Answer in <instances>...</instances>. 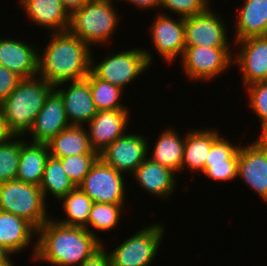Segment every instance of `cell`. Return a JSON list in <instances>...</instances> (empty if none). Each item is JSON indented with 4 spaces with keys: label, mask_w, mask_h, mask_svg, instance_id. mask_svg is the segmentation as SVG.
Segmentation results:
<instances>
[{
    "label": "cell",
    "mask_w": 267,
    "mask_h": 266,
    "mask_svg": "<svg viewBox=\"0 0 267 266\" xmlns=\"http://www.w3.org/2000/svg\"><path fill=\"white\" fill-rule=\"evenodd\" d=\"M52 218L37 229L32 260L55 266H79L103 245L102 239L84 227L66 226Z\"/></svg>",
    "instance_id": "1"
},
{
    "label": "cell",
    "mask_w": 267,
    "mask_h": 266,
    "mask_svg": "<svg viewBox=\"0 0 267 266\" xmlns=\"http://www.w3.org/2000/svg\"><path fill=\"white\" fill-rule=\"evenodd\" d=\"M49 35L47 46L39 54L38 76L54 87L86 79L91 71L92 47L69 31Z\"/></svg>",
    "instance_id": "2"
},
{
    "label": "cell",
    "mask_w": 267,
    "mask_h": 266,
    "mask_svg": "<svg viewBox=\"0 0 267 266\" xmlns=\"http://www.w3.org/2000/svg\"><path fill=\"white\" fill-rule=\"evenodd\" d=\"M54 86L40 76L24 78L0 105L8 129L14 136H25Z\"/></svg>",
    "instance_id": "3"
},
{
    "label": "cell",
    "mask_w": 267,
    "mask_h": 266,
    "mask_svg": "<svg viewBox=\"0 0 267 266\" xmlns=\"http://www.w3.org/2000/svg\"><path fill=\"white\" fill-rule=\"evenodd\" d=\"M112 1L89 0L70 14L68 31L90 47L108 44L120 21Z\"/></svg>",
    "instance_id": "4"
},
{
    "label": "cell",
    "mask_w": 267,
    "mask_h": 266,
    "mask_svg": "<svg viewBox=\"0 0 267 266\" xmlns=\"http://www.w3.org/2000/svg\"><path fill=\"white\" fill-rule=\"evenodd\" d=\"M100 63L95 62L93 50L91 54V72L100 80L120 87L133 83L142 73H146L153 63L154 56L149 50L137 47L128 51L108 52ZM94 58V59H93ZM96 63V64H95Z\"/></svg>",
    "instance_id": "5"
},
{
    "label": "cell",
    "mask_w": 267,
    "mask_h": 266,
    "mask_svg": "<svg viewBox=\"0 0 267 266\" xmlns=\"http://www.w3.org/2000/svg\"><path fill=\"white\" fill-rule=\"evenodd\" d=\"M46 205L39 186L17 179L0 184V211L24 218L36 229L51 218Z\"/></svg>",
    "instance_id": "6"
},
{
    "label": "cell",
    "mask_w": 267,
    "mask_h": 266,
    "mask_svg": "<svg viewBox=\"0 0 267 266\" xmlns=\"http://www.w3.org/2000/svg\"><path fill=\"white\" fill-rule=\"evenodd\" d=\"M165 225L151 223L142 227L131 237L121 242L116 248L108 251L111 266H150L154 262L162 237L165 234Z\"/></svg>",
    "instance_id": "7"
},
{
    "label": "cell",
    "mask_w": 267,
    "mask_h": 266,
    "mask_svg": "<svg viewBox=\"0 0 267 266\" xmlns=\"http://www.w3.org/2000/svg\"><path fill=\"white\" fill-rule=\"evenodd\" d=\"M232 53L231 47L189 46L185 47L180 62L186 78L209 82L233 65Z\"/></svg>",
    "instance_id": "8"
},
{
    "label": "cell",
    "mask_w": 267,
    "mask_h": 266,
    "mask_svg": "<svg viewBox=\"0 0 267 266\" xmlns=\"http://www.w3.org/2000/svg\"><path fill=\"white\" fill-rule=\"evenodd\" d=\"M124 176L99 157L78 187L93 202L125 204Z\"/></svg>",
    "instance_id": "9"
},
{
    "label": "cell",
    "mask_w": 267,
    "mask_h": 266,
    "mask_svg": "<svg viewBox=\"0 0 267 266\" xmlns=\"http://www.w3.org/2000/svg\"><path fill=\"white\" fill-rule=\"evenodd\" d=\"M209 6L203 13L184 18L185 45L230 47L228 32L222 16Z\"/></svg>",
    "instance_id": "10"
},
{
    "label": "cell",
    "mask_w": 267,
    "mask_h": 266,
    "mask_svg": "<svg viewBox=\"0 0 267 266\" xmlns=\"http://www.w3.org/2000/svg\"><path fill=\"white\" fill-rule=\"evenodd\" d=\"M147 138L149 137L137 133H126L102 151L99 157L117 171L132 175L147 158L148 151L151 149L148 146Z\"/></svg>",
    "instance_id": "11"
},
{
    "label": "cell",
    "mask_w": 267,
    "mask_h": 266,
    "mask_svg": "<svg viewBox=\"0 0 267 266\" xmlns=\"http://www.w3.org/2000/svg\"><path fill=\"white\" fill-rule=\"evenodd\" d=\"M159 13L154 18L149 33L159 57L171 64L178 57H182L186 47L184 18L174 19L165 12Z\"/></svg>",
    "instance_id": "12"
},
{
    "label": "cell",
    "mask_w": 267,
    "mask_h": 266,
    "mask_svg": "<svg viewBox=\"0 0 267 266\" xmlns=\"http://www.w3.org/2000/svg\"><path fill=\"white\" fill-rule=\"evenodd\" d=\"M234 43L238 52L233 55V64L240 68L243 86L267 81V35L248 37Z\"/></svg>",
    "instance_id": "13"
},
{
    "label": "cell",
    "mask_w": 267,
    "mask_h": 266,
    "mask_svg": "<svg viewBox=\"0 0 267 266\" xmlns=\"http://www.w3.org/2000/svg\"><path fill=\"white\" fill-rule=\"evenodd\" d=\"M65 85L68 86L65 87ZM54 90L63 100L66 117L70 125L85 126L97 114L98 110L93 101L87 79L63 82L56 85Z\"/></svg>",
    "instance_id": "14"
},
{
    "label": "cell",
    "mask_w": 267,
    "mask_h": 266,
    "mask_svg": "<svg viewBox=\"0 0 267 266\" xmlns=\"http://www.w3.org/2000/svg\"><path fill=\"white\" fill-rule=\"evenodd\" d=\"M238 177L267 203V148L257 140L248 146H240Z\"/></svg>",
    "instance_id": "15"
},
{
    "label": "cell",
    "mask_w": 267,
    "mask_h": 266,
    "mask_svg": "<svg viewBox=\"0 0 267 266\" xmlns=\"http://www.w3.org/2000/svg\"><path fill=\"white\" fill-rule=\"evenodd\" d=\"M129 118L128 109L98 111L86 125L92 149L100 154L117 138L125 135Z\"/></svg>",
    "instance_id": "16"
},
{
    "label": "cell",
    "mask_w": 267,
    "mask_h": 266,
    "mask_svg": "<svg viewBox=\"0 0 267 266\" xmlns=\"http://www.w3.org/2000/svg\"><path fill=\"white\" fill-rule=\"evenodd\" d=\"M69 126L63 100L53 90L46 98L44 106L28 132V134H31L29 142L48 143L53 137Z\"/></svg>",
    "instance_id": "17"
},
{
    "label": "cell",
    "mask_w": 267,
    "mask_h": 266,
    "mask_svg": "<svg viewBox=\"0 0 267 266\" xmlns=\"http://www.w3.org/2000/svg\"><path fill=\"white\" fill-rule=\"evenodd\" d=\"M32 45L18 38H1L0 65L7 67L22 79L37 76L40 50Z\"/></svg>",
    "instance_id": "18"
},
{
    "label": "cell",
    "mask_w": 267,
    "mask_h": 266,
    "mask_svg": "<svg viewBox=\"0 0 267 266\" xmlns=\"http://www.w3.org/2000/svg\"><path fill=\"white\" fill-rule=\"evenodd\" d=\"M178 174L147 157L132 174L142 190L157 198L167 199L174 193Z\"/></svg>",
    "instance_id": "19"
},
{
    "label": "cell",
    "mask_w": 267,
    "mask_h": 266,
    "mask_svg": "<svg viewBox=\"0 0 267 266\" xmlns=\"http://www.w3.org/2000/svg\"><path fill=\"white\" fill-rule=\"evenodd\" d=\"M28 20L36 27H44L49 33L68 31L70 14L61 0H18Z\"/></svg>",
    "instance_id": "20"
},
{
    "label": "cell",
    "mask_w": 267,
    "mask_h": 266,
    "mask_svg": "<svg viewBox=\"0 0 267 266\" xmlns=\"http://www.w3.org/2000/svg\"><path fill=\"white\" fill-rule=\"evenodd\" d=\"M216 128L191 129L185 133L183 161L181 171L201 173L205 169V161L210 152L212 143L221 135ZM220 133V134H219Z\"/></svg>",
    "instance_id": "21"
},
{
    "label": "cell",
    "mask_w": 267,
    "mask_h": 266,
    "mask_svg": "<svg viewBox=\"0 0 267 266\" xmlns=\"http://www.w3.org/2000/svg\"><path fill=\"white\" fill-rule=\"evenodd\" d=\"M36 235L37 229L26 219L0 211V246L12 255L32 245Z\"/></svg>",
    "instance_id": "22"
},
{
    "label": "cell",
    "mask_w": 267,
    "mask_h": 266,
    "mask_svg": "<svg viewBox=\"0 0 267 266\" xmlns=\"http://www.w3.org/2000/svg\"><path fill=\"white\" fill-rule=\"evenodd\" d=\"M21 136V154L16 179L24 183L40 186L44 167L50 156L47 143H32Z\"/></svg>",
    "instance_id": "23"
},
{
    "label": "cell",
    "mask_w": 267,
    "mask_h": 266,
    "mask_svg": "<svg viewBox=\"0 0 267 266\" xmlns=\"http://www.w3.org/2000/svg\"><path fill=\"white\" fill-rule=\"evenodd\" d=\"M232 22L236 26L235 41L267 35V0H244Z\"/></svg>",
    "instance_id": "24"
},
{
    "label": "cell",
    "mask_w": 267,
    "mask_h": 266,
    "mask_svg": "<svg viewBox=\"0 0 267 266\" xmlns=\"http://www.w3.org/2000/svg\"><path fill=\"white\" fill-rule=\"evenodd\" d=\"M47 145L50 156L57 159L74 155L98 154L91 147L86 126L70 125L53 137Z\"/></svg>",
    "instance_id": "25"
},
{
    "label": "cell",
    "mask_w": 267,
    "mask_h": 266,
    "mask_svg": "<svg viewBox=\"0 0 267 266\" xmlns=\"http://www.w3.org/2000/svg\"><path fill=\"white\" fill-rule=\"evenodd\" d=\"M173 127L163 130L153 146V152L147 157L151 160L170 168L175 173H180L183 161L184 141L183 137Z\"/></svg>",
    "instance_id": "26"
},
{
    "label": "cell",
    "mask_w": 267,
    "mask_h": 266,
    "mask_svg": "<svg viewBox=\"0 0 267 266\" xmlns=\"http://www.w3.org/2000/svg\"><path fill=\"white\" fill-rule=\"evenodd\" d=\"M39 187L45 202L49 193L58 202L76 186L66 175L61 160L49 156L45 163L43 178Z\"/></svg>",
    "instance_id": "27"
},
{
    "label": "cell",
    "mask_w": 267,
    "mask_h": 266,
    "mask_svg": "<svg viewBox=\"0 0 267 266\" xmlns=\"http://www.w3.org/2000/svg\"><path fill=\"white\" fill-rule=\"evenodd\" d=\"M66 218L55 219L66 226L84 227L89 219L92 204L94 203L78 186L68 192L59 202Z\"/></svg>",
    "instance_id": "28"
},
{
    "label": "cell",
    "mask_w": 267,
    "mask_h": 266,
    "mask_svg": "<svg viewBox=\"0 0 267 266\" xmlns=\"http://www.w3.org/2000/svg\"><path fill=\"white\" fill-rule=\"evenodd\" d=\"M123 208H126L124 204L94 202L91 207L88 222L84 228L99 239V234L96 235L98 231L106 232L118 226L120 218H122L121 213H123Z\"/></svg>",
    "instance_id": "29"
},
{
    "label": "cell",
    "mask_w": 267,
    "mask_h": 266,
    "mask_svg": "<svg viewBox=\"0 0 267 266\" xmlns=\"http://www.w3.org/2000/svg\"><path fill=\"white\" fill-rule=\"evenodd\" d=\"M86 79L89 81L93 101L98 111L128 109L121 103L123 91L120 87L100 80L91 71Z\"/></svg>",
    "instance_id": "30"
},
{
    "label": "cell",
    "mask_w": 267,
    "mask_h": 266,
    "mask_svg": "<svg viewBox=\"0 0 267 266\" xmlns=\"http://www.w3.org/2000/svg\"><path fill=\"white\" fill-rule=\"evenodd\" d=\"M21 136L0 144V184L15 180L21 154Z\"/></svg>",
    "instance_id": "31"
},
{
    "label": "cell",
    "mask_w": 267,
    "mask_h": 266,
    "mask_svg": "<svg viewBox=\"0 0 267 266\" xmlns=\"http://www.w3.org/2000/svg\"><path fill=\"white\" fill-rule=\"evenodd\" d=\"M98 158L99 154H83L59 159L61 160L66 175L75 186H78Z\"/></svg>",
    "instance_id": "32"
},
{
    "label": "cell",
    "mask_w": 267,
    "mask_h": 266,
    "mask_svg": "<svg viewBox=\"0 0 267 266\" xmlns=\"http://www.w3.org/2000/svg\"><path fill=\"white\" fill-rule=\"evenodd\" d=\"M211 0H160V8L176 13L178 17L187 18L203 13Z\"/></svg>",
    "instance_id": "33"
},
{
    "label": "cell",
    "mask_w": 267,
    "mask_h": 266,
    "mask_svg": "<svg viewBox=\"0 0 267 266\" xmlns=\"http://www.w3.org/2000/svg\"><path fill=\"white\" fill-rule=\"evenodd\" d=\"M245 88L249 96V107L259 117L262 128L267 124V81L256 82Z\"/></svg>",
    "instance_id": "34"
},
{
    "label": "cell",
    "mask_w": 267,
    "mask_h": 266,
    "mask_svg": "<svg viewBox=\"0 0 267 266\" xmlns=\"http://www.w3.org/2000/svg\"><path fill=\"white\" fill-rule=\"evenodd\" d=\"M236 145L232 144L230 140L225 139L220 135L211 145L210 152L206 158L205 163H218L224 160H238L239 148L242 141Z\"/></svg>",
    "instance_id": "35"
},
{
    "label": "cell",
    "mask_w": 267,
    "mask_h": 266,
    "mask_svg": "<svg viewBox=\"0 0 267 266\" xmlns=\"http://www.w3.org/2000/svg\"><path fill=\"white\" fill-rule=\"evenodd\" d=\"M238 160H224L218 163H205V169L202 175L211 179L212 181H227L231 182L237 178Z\"/></svg>",
    "instance_id": "36"
},
{
    "label": "cell",
    "mask_w": 267,
    "mask_h": 266,
    "mask_svg": "<svg viewBox=\"0 0 267 266\" xmlns=\"http://www.w3.org/2000/svg\"><path fill=\"white\" fill-rule=\"evenodd\" d=\"M21 77L7 67L0 65V105L10 93L17 87Z\"/></svg>",
    "instance_id": "37"
},
{
    "label": "cell",
    "mask_w": 267,
    "mask_h": 266,
    "mask_svg": "<svg viewBox=\"0 0 267 266\" xmlns=\"http://www.w3.org/2000/svg\"><path fill=\"white\" fill-rule=\"evenodd\" d=\"M102 245L87 260L79 266H111V259L107 248Z\"/></svg>",
    "instance_id": "38"
},
{
    "label": "cell",
    "mask_w": 267,
    "mask_h": 266,
    "mask_svg": "<svg viewBox=\"0 0 267 266\" xmlns=\"http://www.w3.org/2000/svg\"><path fill=\"white\" fill-rule=\"evenodd\" d=\"M128 3L133 4L139 10L142 9H159L160 0H124Z\"/></svg>",
    "instance_id": "39"
},
{
    "label": "cell",
    "mask_w": 267,
    "mask_h": 266,
    "mask_svg": "<svg viewBox=\"0 0 267 266\" xmlns=\"http://www.w3.org/2000/svg\"><path fill=\"white\" fill-rule=\"evenodd\" d=\"M12 137H14V134L8 129L7 123L0 109V144L6 143Z\"/></svg>",
    "instance_id": "40"
},
{
    "label": "cell",
    "mask_w": 267,
    "mask_h": 266,
    "mask_svg": "<svg viewBox=\"0 0 267 266\" xmlns=\"http://www.w3.org/2000/svg\"><path fill=\"white\" fill-rule=\"evenodd\" d=\"M61 1L65 9L68 11V13L71 14L75 10L80 9L89 0H61Z\"/></svg>",
    "instance_id": "41"
},
{
    "label": "cell",
    "mask_w": 267,
    "mask_h": 266,
    "mask_svg": "<svg viewBox=\"0 0 267 266\" xmlns=\"http://www.w3.org/2000/svg\"><path fill=\"white\" fill-rule=\"evenodd\" d=\"M260 135L256 139L263 147L267 148V124L261 128Z\"/></svg>",
    "instance_id": "42"
},
{
    "label": "cell",
    "mask_w": 267,
    "mask_h": 266,
    "mask_svg": "<svg viewBox=\"0 0 267 266\" xmlns=\"http://www.w3.org/2000/svg\"><path fill=\"white\" fill-rule=\"evenodd\" d=\"M9 256L13 255L4 247L0 246V265L7 264L12 259Z\"/></svg>",
    "instance_id": "43"
},
{
    "label": "cell",
    "mask_w": 267,
    "mask_h": 266,
    "mask_svg": "<svg viewBox=\"0 0 267 266\" xmlns=\"http://www.w3.org/2000/svg\"><path fill=\"white\" fill-rule=\"evenodd\" d=\"M0 266H15L12 259L7 263V264H3V265H0Z\"/></svg>",
    "instance_id": "44"
}]
</instances>
